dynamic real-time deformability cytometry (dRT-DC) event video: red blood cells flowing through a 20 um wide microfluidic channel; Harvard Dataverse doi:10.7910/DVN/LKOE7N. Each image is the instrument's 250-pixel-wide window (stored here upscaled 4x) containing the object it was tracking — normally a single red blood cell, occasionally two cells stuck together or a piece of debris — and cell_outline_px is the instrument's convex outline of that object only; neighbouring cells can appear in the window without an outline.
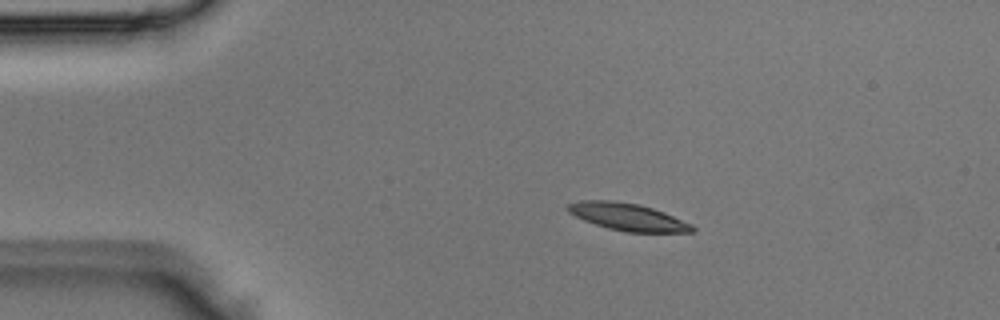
{"species": "Egyptian fruit bat (a non-hibernating species)", "species_latin": "Rousettus aegyptiacus", "temperature_condition": "room temperature", "stored_images_in_passage": 4, "camera_frame_rate_fps": 3000, "um_per_image_px": 0.085, "animal": {"sex": "male"}, "frame": {"image": 1, "passage_image": 3, "time_ms": 0.667, "image_size_px": [1000, 320], "cell_outline_px": [[696, 232], [628, 232], [608, 228], [584, 220], [568, 212], [564, 208], [568, 204], [580, 200], [608, 200], [640, 204], [664, 212], [692, 224], [696, 228]], "centroid_in_image_um": [53.36, 18.43], "position_along_channel_um": 31.6, "area_um2": 19.77}}